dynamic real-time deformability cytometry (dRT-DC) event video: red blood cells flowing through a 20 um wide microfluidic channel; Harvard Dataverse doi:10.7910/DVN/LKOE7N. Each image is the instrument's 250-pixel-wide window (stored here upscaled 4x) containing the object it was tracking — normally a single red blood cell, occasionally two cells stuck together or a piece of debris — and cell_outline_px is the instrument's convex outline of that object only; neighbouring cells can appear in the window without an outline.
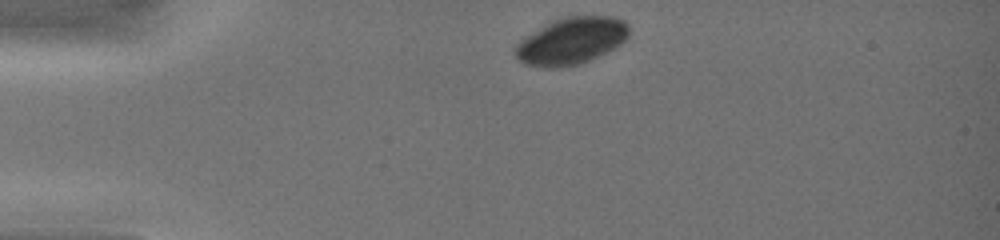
{"species": "common noctule bat (a hibernating species)", "species_latin": "Nyctalus noctula", "temperature_condition": "warm", "stored_images_in_passage": 12, "camera_frame_rate_fps": 3000, "um_per_image_px": 0.085, "animal": {"sex": "female", "body_mass_g": 19.0, "forearm_length_mm": 51.5}, "frame": {"image": 1, "passage_image": 1, "time_ms": 0.0, "image_size_px": [1000, 240], "cell_outline_px": [[628, 36], [620, 44], [580, 64], [556, 68], [548, 68], [524, 64], [516, 56], [516, 44], [520, 40], [544, 24], [552, 20], [564, 16], [612, 16], [624, 20], [628, 24]], "centroid_in_image_um": [48.54, 3.46], "position_along_channel_um": 36.5, "area_um2": 30.87}}